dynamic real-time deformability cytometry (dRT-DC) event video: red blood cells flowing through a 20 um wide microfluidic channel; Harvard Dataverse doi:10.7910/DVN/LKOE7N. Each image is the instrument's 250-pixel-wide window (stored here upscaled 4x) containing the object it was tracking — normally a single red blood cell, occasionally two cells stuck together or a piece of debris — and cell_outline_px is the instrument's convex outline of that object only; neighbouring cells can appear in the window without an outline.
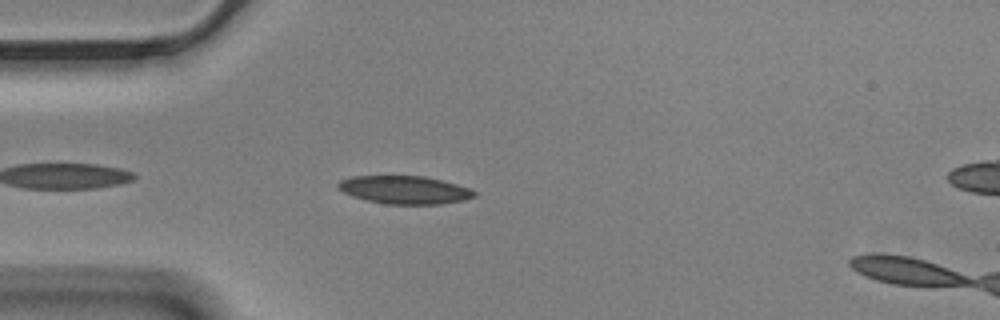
{"species": "Egyptian fruit bat (a non-hibernating species)", "species_latin": "Rousettus aegyptiacus", "temperature_condition": "cold", "stored_images_in_passage": 19, "camera_frame_rate_fps": 3000, "um_per_image_px": 0.085, "animal": {"sex": "male"}, "frame": {"image": 1, "passage_image": 4, "time_ms": 1.0, "image_size_px": [1000, 320], "cell_outline_px": [[476, 196], [464, 200], [440, 204], [384, 204], [352, 196], [344, 192], [336, 184], [340, 180], [352, 176], [424, 176], [456, 184], [468, 188], [476, 192]], "centroid_in_image_um": [34.39, 16.14], "position_along_channel_um": 50.6, "area_um2": 22.08}}
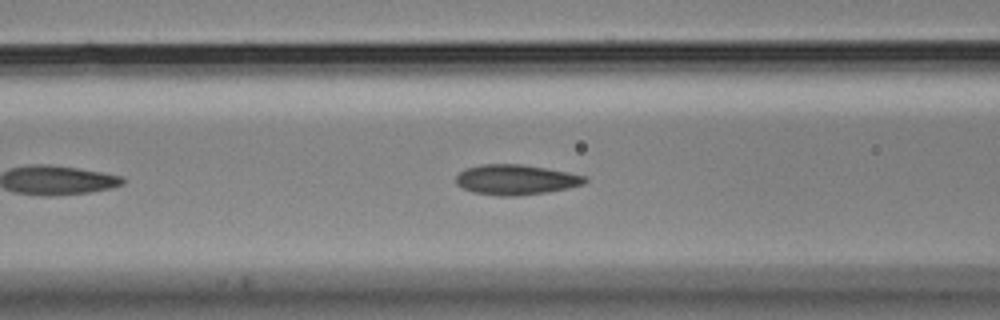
{"frame": {"image": 2, "passage_image": 11, "time_ms": 3.333, "image_size_px": [1000, 320], "cell_outline_px": [[588, 180], [584, 184], [568, 188], [548, 192], [516, 196], [500, 196], [472, 192], [456, 184], [456, 176], [464, 168], [480, 164], [524, 164], [548, 168], [584, 176]], "centroid_in_image_um": [43.83, 15.27], "position_along_channel_um": 122.8, "area_um2": 22.77}}
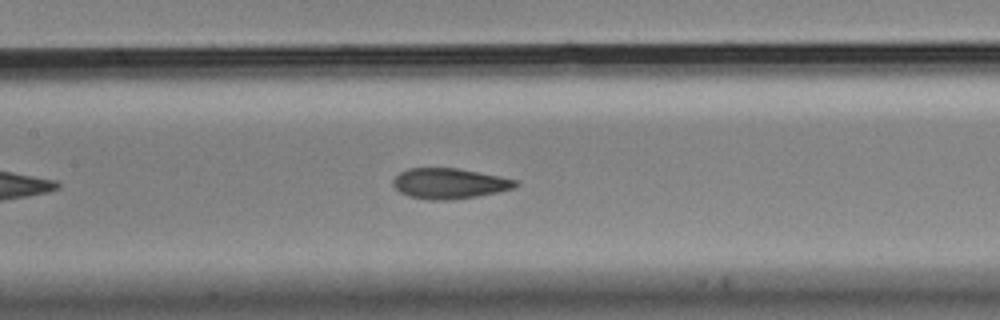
{"frame": {"image": 3, "passage_image": 15, "time_ms": 4.667, "image_size_px": [1000, 320], "cell_outline_px": [[520, 184], [516, 188], [456, 200], [432, 200], [408, 196], [400, 192], [392, 184], [392, 180], [400, 172], [408, 168], [456, 168], [500, 176], [516, 180]], "centroid_in_image_um": [38.2, 15.6], "position_along_channel_um": 169.2, "area_um2": 21.79}}